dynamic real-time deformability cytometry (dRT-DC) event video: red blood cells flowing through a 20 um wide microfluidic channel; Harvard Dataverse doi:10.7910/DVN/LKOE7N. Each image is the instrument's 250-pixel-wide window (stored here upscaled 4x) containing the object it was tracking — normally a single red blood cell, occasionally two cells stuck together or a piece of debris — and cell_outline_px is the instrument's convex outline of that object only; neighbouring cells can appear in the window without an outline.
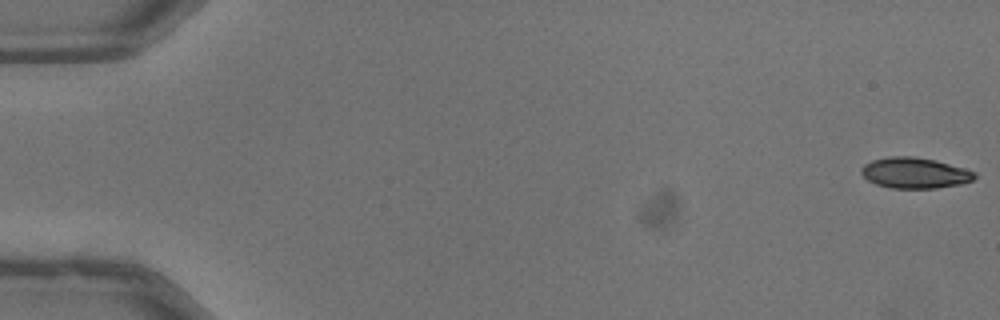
{"species": "common noctule bat (a hibernating species)", "species_latin": "Nyctalus noctula", "temperature_condition": "warm", "stored_images_in_passage": 52, "camera_frame_rate_fps": 3000, "um_per_image_px": 0.085, "animal": {"sex": "male", "body_mass_g": 13.3}, "frame": {"image": 1, "passage_image": 1, "time_ms": 0.0, "image_size_px": [1000, 320], "cell_outline_px": [[976, 176], [972, 180], [960, 184], [936, 188], [892, 188], [876, 184], [868, 180], [860, 172], [860, 168], [864, 164], [872, 160], [888, 156], [912, 156], [936, 160], [964, 168], [976, 172]], "centroid_in_image_um": [77.74, 14.69], "position_along_channel_um": 7.3, "area_um2": 20.35}}
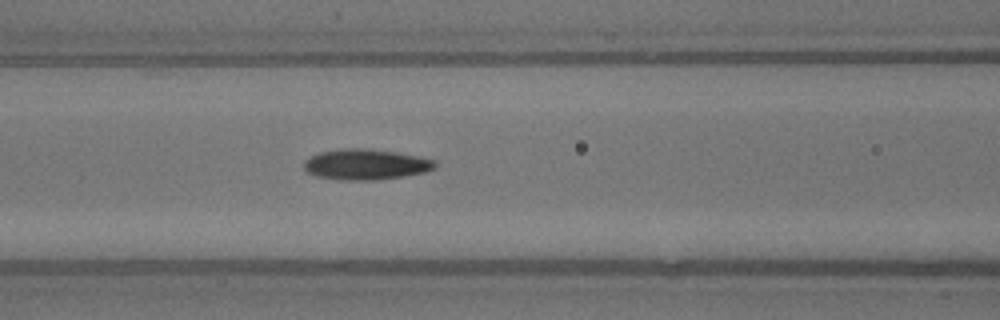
{"frame": {"image": 2, "passage_image": 23, "time_ms": 7.333, "image_size_px": [1000, 320], "cell_outline_px": [[436, 168], [424, 172], [404, 176], [376, 180], [340, 180], [316, 176], [308, 172], [304, 168], [304, 160], [320, 152], [340, 148], [368, 148], [396, 152], [420, 156], [436, 160]], "centroid_in_image_um": [31.11, 13.97], "position_along_channel_um": 135.5, "area_um2": 23.58}}
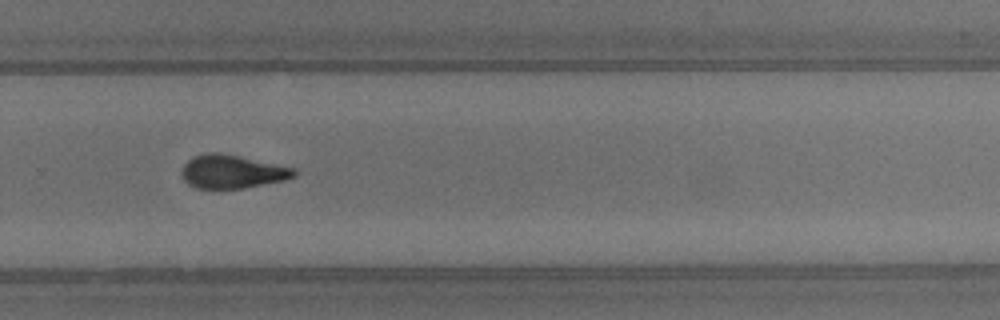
{"frame": {"image": 3, "passage_image": 36, "time_ms": 11.667, "image_size_px": [1000, 320], "cell_outline_px": [[296, 176], [284, 180], [244, 188], [216, 192], [196, 188], [188, 184], [184, 180], [180, 172], [184, 164], [188, 160], [196, 156], [208, 152], [220, 152], [240, 156], [296, 168]], "centroid_in_image_um": [19.7, 14.63], "position_along_channel_um": 310.1, "area_um2": 22.6}, "authors_computed_cell_mechanics": {"area_um2": 21.7328, "velocity_mm_per_s": 4.0408, "shape_relaxation_time_tau1_ms": 5.6921, "shape_relaxation_time_tau2_ms": 3.7812, "deformation_change_tau1": 0.1853, "deformation_change_tau2": 0.0994}}